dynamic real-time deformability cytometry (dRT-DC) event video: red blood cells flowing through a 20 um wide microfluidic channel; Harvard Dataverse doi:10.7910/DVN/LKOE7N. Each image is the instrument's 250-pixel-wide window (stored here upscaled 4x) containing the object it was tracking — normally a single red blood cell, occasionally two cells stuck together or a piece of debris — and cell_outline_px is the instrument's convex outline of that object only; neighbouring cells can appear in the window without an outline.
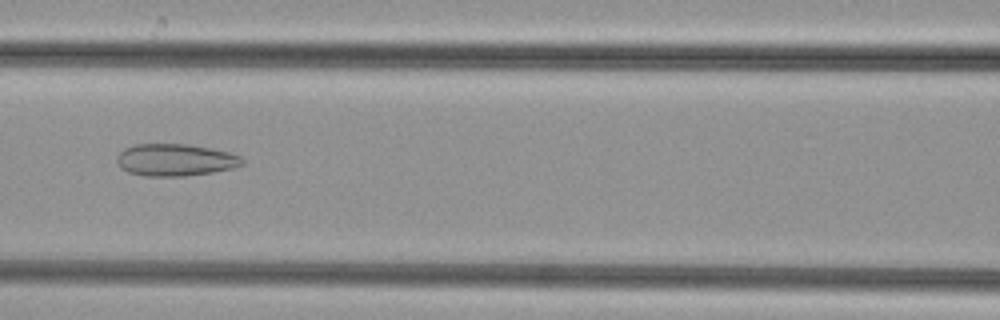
{"species": "common noctule bat (a hibernating species)", "species_latin": "Nyctalus noctula", "temperature_condition": "cold", "stored_images_in_passage": 46, "camera_frame_rate_fps": 3000, "um_per_image_px": 0.085, "animal": {"sex": "female", "body_mass_g": 29.2, "forearm_length_mm": 56.3}, "frame": {"image": 1, "passage_image": 23, "time_ms": 7.333, "image_size_px": [1000, 320], "cell_outline_px": [[244, 164], [232, 168], [212, 172], [184, 176], [144, 176], [128, 172], [120, 168], [116, 160], [116, 156], [124, 148], [136, 144], [188, 144], [212, 148], [232, 152], [240, 156], [244, 160]], "centroid_in_image_um": [14.9, 13.59], "position_along_channel_um": 151.7, "area_um2": 23.7}}
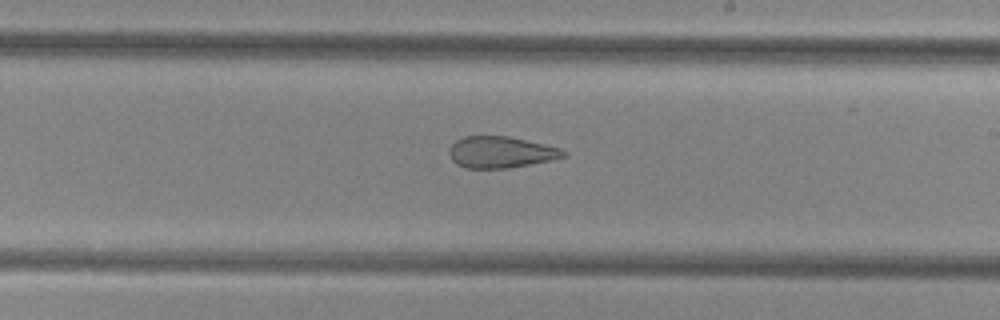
{"frame": {"image": 2, "passage_image": 30, "time_ms": 9.667, "image_size_px": [1000, 320], "cell_outline_px": [[568, 156], [552, 160], [508, 168], [468, 168], [456, 164], [452, 160], [448, 152], [448, 148], [456, 140], [464, 136], [508, 136], [544, 144], [560, 148], [568, 152]], "centroid_in_image_um": [42.57, 12.93], "position_along_channel_um": 246.4, "area_um2": 21.04}}
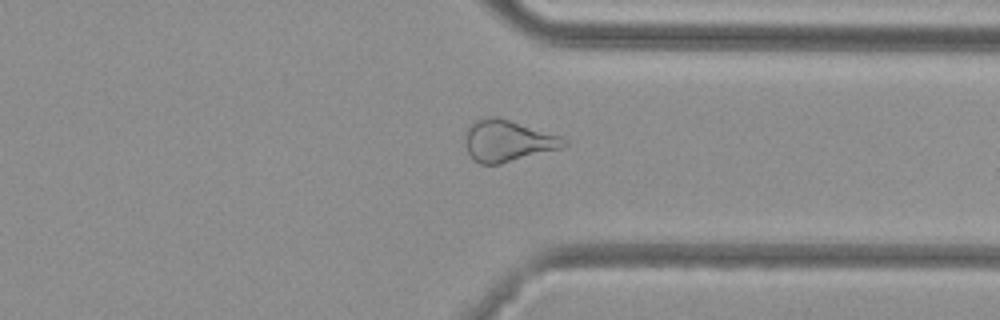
{"frame": {"image": 3, "passage_image": 39, "time_ms": 12.667, "image_size_px": [1000, 320], "cell_outline_px": [[568, 148], [500, 164], [480, 164], [468, 152], [464, 144], [464, 136], [468, 128], [476, 120], [488, 116], [496, 116], [560, 136], [568, 140]], "centroid_in_image_um": [43.21, 11.99], "position_along_channel_um": 368.2, "area_um2": 24.16}}